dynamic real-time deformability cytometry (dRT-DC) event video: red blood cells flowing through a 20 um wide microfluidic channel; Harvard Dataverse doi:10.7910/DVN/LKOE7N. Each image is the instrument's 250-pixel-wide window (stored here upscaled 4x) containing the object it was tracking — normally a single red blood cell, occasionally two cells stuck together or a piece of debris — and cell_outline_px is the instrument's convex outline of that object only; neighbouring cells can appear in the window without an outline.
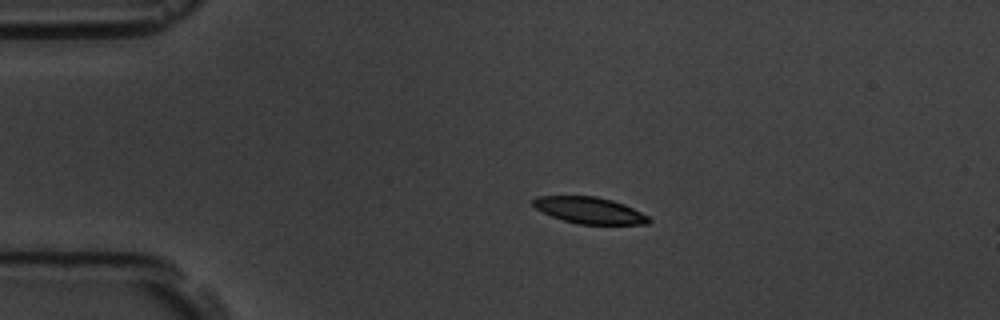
{"species": "common noctule bat (a hibernating species)", "species_latin": "Nyctalus noctula", "temperature_condition": "room temperature", "stored_images_in_passage": 3, "camera_frame_rate_fps": 3000, "um_per_image_px": 0.085, "animal": {"sex": "male", "body_mass_g": 19.5, "forearm_length_mm": 54.6}, "frame": {"image": 1, "passage_image": 1, "time_ms": 0.0, "image_size_px": [1000, 320], "cell_outline_px": [[652, 220], [648, 224], [580, 224], [564, 220], [552, 216], [536, 208], [532, 204], [532, 200], [536, 196], [596, 196], [612, 200], [624, 204], [648, 216]], "centroid_in_image_um": [50.11, 17.87], "position_along_channel_um": 34.9, "area_um2": 17.69}}